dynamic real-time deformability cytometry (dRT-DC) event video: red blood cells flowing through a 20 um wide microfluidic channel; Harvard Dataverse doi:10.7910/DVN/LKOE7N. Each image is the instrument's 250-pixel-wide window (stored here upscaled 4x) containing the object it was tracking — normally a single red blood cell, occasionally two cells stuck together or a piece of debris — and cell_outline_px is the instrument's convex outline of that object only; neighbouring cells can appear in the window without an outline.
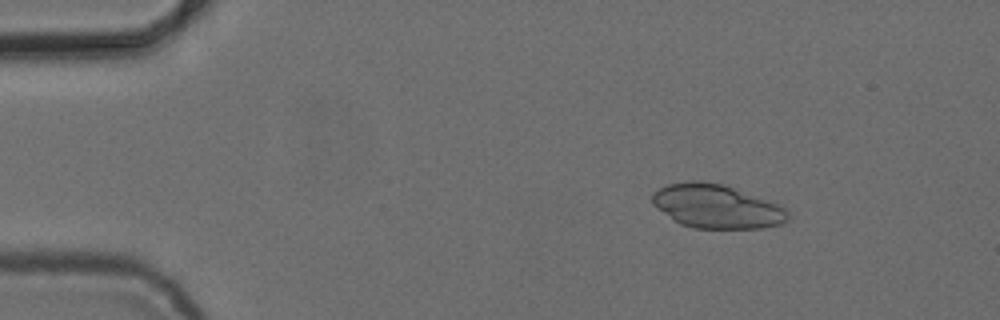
{"species": "common noctule bat (a hibernating species)", "species_latin": "Nyctalus noctula", "temperature_condition": "cold", "stored_images_in_passage": 5, "camera_frame_rate_fps": 3000, "um_per_image_px": 0.085, "animal": {"sex": "female", "body_mass_g": 24.6, "forearm_length_mm": 56.2}, "frame": {"image": 1, "passage_image": 2, "time_ms": 1.333, "image_size_px": [1000, 320], "cell_outline_px": [[788, 220], [784, 224], [760, 228], [692, 228], [680, 224], [652, 204], [652, 192], [668, 184], [692, 180], [700, 180], [724, 184], [776, 204], [784, 208], [788, 212]], "centroid_in_image_um": [60.89, 17.54], "position_along_channel_um": 24.1, "area_um2": 34.39}}